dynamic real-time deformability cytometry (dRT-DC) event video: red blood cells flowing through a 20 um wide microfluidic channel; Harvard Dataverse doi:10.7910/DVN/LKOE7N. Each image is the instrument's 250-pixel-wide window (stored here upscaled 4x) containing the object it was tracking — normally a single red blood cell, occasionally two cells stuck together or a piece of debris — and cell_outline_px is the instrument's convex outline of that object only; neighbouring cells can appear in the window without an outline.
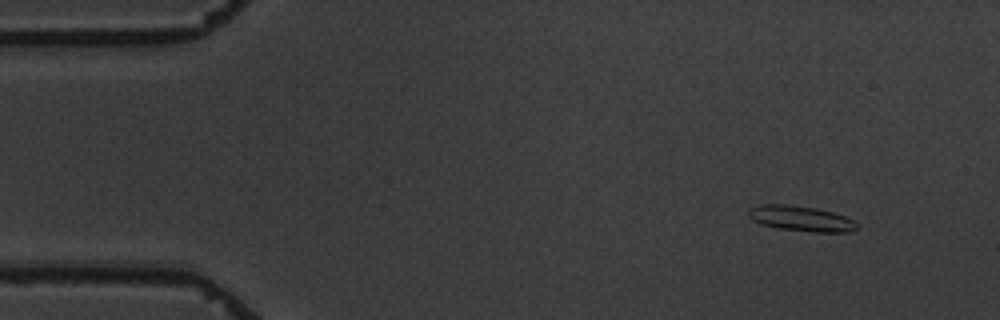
{"species": "common noctule bat (a hibernating species)", "species_latin": "Nyctalus noctula", "temperature_condition": "warm", "stored_images_in_passage": 4, "camera_frame_rate_fps": 3000, "um_per_image_px": 0.085, "animal": {"sex": "male", "body_mass_g": 19.5, "forearm_length_mm": 54.6}, "frame": {"image": 1, "passage_image": 1, "time_ms": 0.0, "image_size_px": [1000, 320], "cell_outline_px": [[860, 228], [848, 232], [812, 232], [780, 228], [760, 224], [752, 220], [748, 216], [748, 208], [760, 204], [788, 204], [816, 208], [832, 212], [844, 216], [860, 224]], "centroid_in_image_um": [68.08, 18.57], "position_along_channel_um": 16.9, "area_um2": 16.18}}
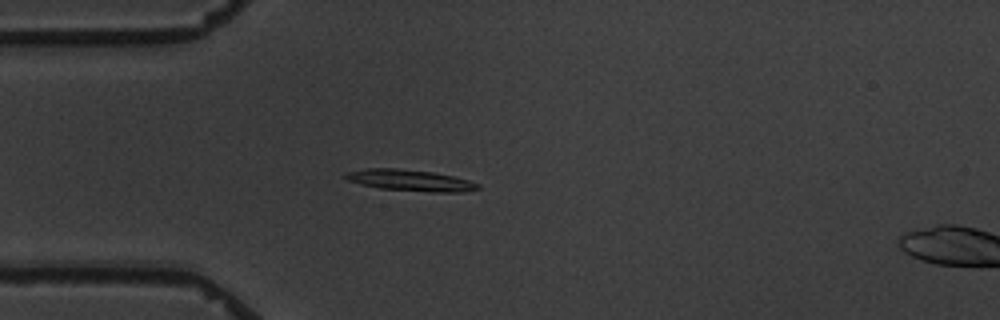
{"frame": {"image": 2, "passage_image": 3, "time_ms": 3.333, "image_size_px": [1000, 320], "cell_outline_px": [[480, 188], [464, 192], [432, 192], [380, 188], [360, 184], [344, 180], [344, 172], [368, 168], [396, 168], [432, 172], [452, 176], [468, 180], [480, 184]], "centroid_in_image_um": [34.82, 15.32], "position_along_channel_um": 50.2, "area_um2": 16.47}}